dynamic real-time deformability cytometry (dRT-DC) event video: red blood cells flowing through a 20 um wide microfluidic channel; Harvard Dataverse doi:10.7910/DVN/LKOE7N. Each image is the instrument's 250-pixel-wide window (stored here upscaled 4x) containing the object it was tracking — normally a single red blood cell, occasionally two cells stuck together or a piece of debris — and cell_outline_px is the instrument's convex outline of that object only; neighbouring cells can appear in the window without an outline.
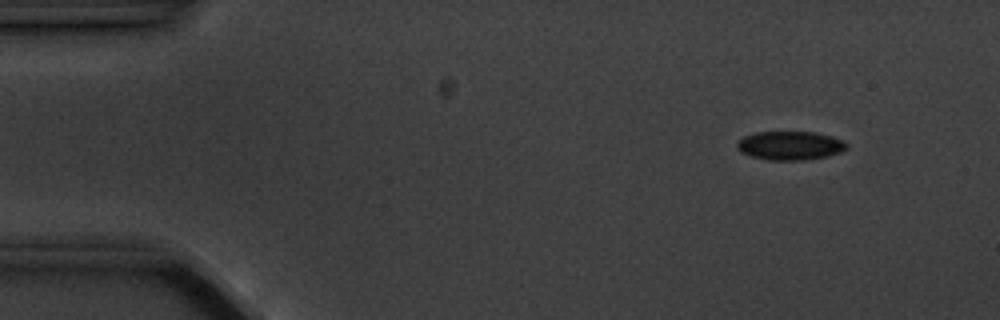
{"species": "common noctule bat (a hibernating species)", "species_latin": "Nyctalus noctula", "temperature_condition": "cold", "stored_images_in_passage": 5, "camera_frame_rate_fps": 3000, "um_per_image_px": 0.085, "animal": {"sex": "male", "body_mass_g": 20.1, "forearm_length_mm": 53.5}, "frame": {"image": 1, "passage_image": 2, "time_ms": 1.333, "image_size_px": [1000, 320], "cell_outline_px": [[848, 148], [840, 152], [828, 156], [804, 160], [768, 160], [752, 156], [740, 152], [736, 148], [736, 144], [744, 136], [756, 132], [816, 132], [832, 136], [848, 144]], "centroid_in_image_um": [67.15, 12.37], "position_along_channel_um": 17.8, "area_um2": 18.38}}